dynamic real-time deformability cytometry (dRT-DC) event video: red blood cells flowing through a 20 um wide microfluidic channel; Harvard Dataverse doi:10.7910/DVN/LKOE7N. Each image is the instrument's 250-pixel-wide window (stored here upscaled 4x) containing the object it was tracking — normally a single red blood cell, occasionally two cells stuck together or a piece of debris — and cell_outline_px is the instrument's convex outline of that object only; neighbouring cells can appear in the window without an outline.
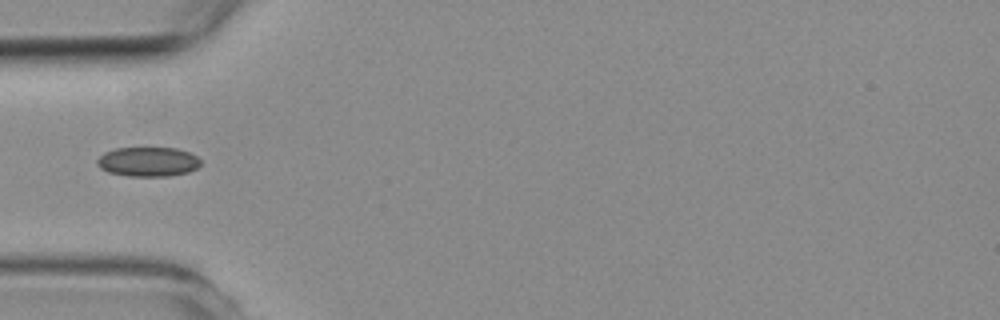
{"species": "common noctule bat (a hibernating species)", "species_latin": "Nyctalus noctula", "temperature_condition": "room temperature", "stored_images_in_passage": 5, "camera_frame_rate_fps": 3000, "um_per_image_px": 0.085, "animal": {"sex": "female", "body_mass_g": 19.3, "forearm_length_mm": 54.1}, "frame": {"image": 1, "passage_image": 5, "time_ms": 4.667, "image_size_px": [1000, 320], "cell_outline_px": [[200, 164], [196, 168], [188, 172], [168, 176], [128, 176], [108, 172], [100, 168], [96, 164], [96, 160], [104, 152], [116, 148], [176, 148], [188, 152], [196, 156], [200, 160]], "centroid_in_image_um": [12.55, 13.75], "position_along_channel_um": 72.5, "area_um2": 17.74}}